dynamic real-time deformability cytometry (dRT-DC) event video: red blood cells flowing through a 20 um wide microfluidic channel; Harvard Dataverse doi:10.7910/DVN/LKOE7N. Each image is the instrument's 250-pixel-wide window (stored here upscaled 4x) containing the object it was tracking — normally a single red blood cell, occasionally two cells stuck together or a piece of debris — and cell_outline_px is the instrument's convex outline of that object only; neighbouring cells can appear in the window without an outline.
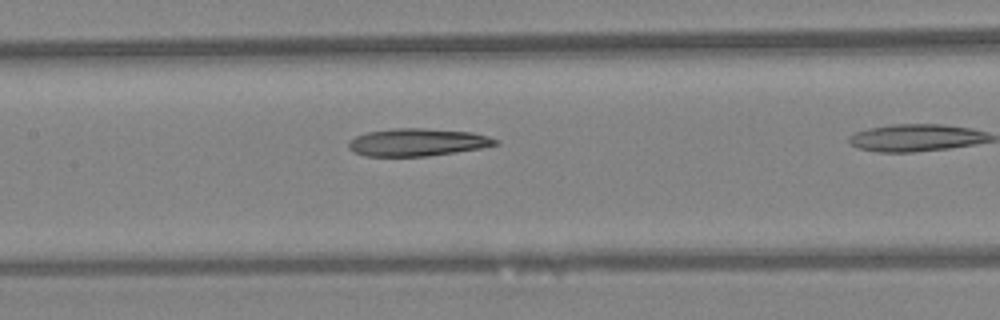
{"species": "Egyptian fruit bat (a non-hibernating species)", "species_latin": "Rousettus aegyptiacus", "temperature_condition": "warm", "stored_images_in_passage": 17, "camera_frame_rate_fps": 3000, "um_per_image_px": 0.085, "animal": {"sex": "female"}, "frame": {"image": 1, "passage_image": 10, "time_ms": 3.0, "image_size_px": [1000, 320], "cell_outline_px": [[500, 144], [480, 148], [428, 156], [364, 156], [348, 148], [348, 144], [356, 136], [368, 132], [392, 128], [424, 128], [472, 132], [488, 136], [500, 140]], "centroid_in_image_um": [35.52, 12.09], "position_along_channel_um": 171.9, "area_um2": 23.52}}
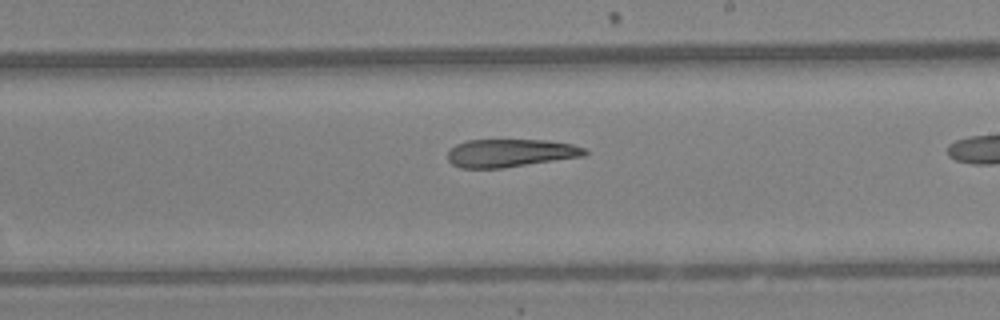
{"frame": {"image": 2, "passage_image": 15, "time_ms": 4.667, "image_size_px": [1000, 320], "cell_outline_px": [[588, 152], [584, 156], [500, 168], [460, 168], [452, 164], [448, 160], [448, 152], [456, 144], [468, 140], [548, 140], [572, 144], [588, 148]], "centroid_in_image_um": [43.4, 13.0], "position_along_channel_um": 245.6, "area_um2": 22.31}}